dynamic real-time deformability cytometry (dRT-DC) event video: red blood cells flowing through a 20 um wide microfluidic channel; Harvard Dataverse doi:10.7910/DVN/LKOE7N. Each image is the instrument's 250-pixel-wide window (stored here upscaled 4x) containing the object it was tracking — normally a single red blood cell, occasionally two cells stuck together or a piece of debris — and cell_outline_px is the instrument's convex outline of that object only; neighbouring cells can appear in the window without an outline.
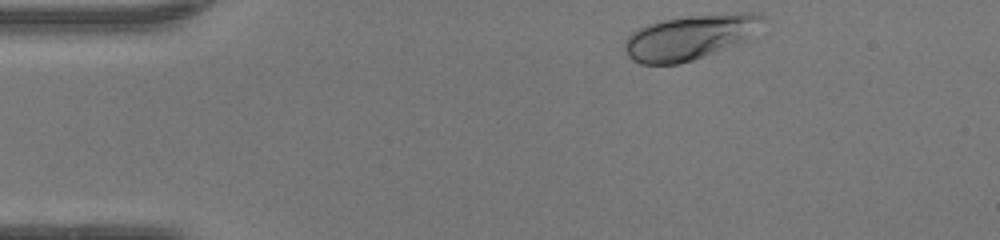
{"species": "human", "species_latin": "Homo sapiens", "temperature_condition": "warm", "stored_images_in_passage": 35, "camera_frame_rate_fps": 3000, "um_per_image_px": 0.085, "donor": {"sex": "female"}, "frame": {"image": 1, "passage_image": 1, "time_ms": 0.0, "image_size_px": [1000, 240], "cell_outline_px": [[764, 20], [736, 44], [704, 56], [680, 64], [640, 64], [632, 60], [624, 52], [624, 40], [632, 32], [648, 24], [664, 20], [688, 16], [736, 12], [760, 12], [764, 16]], "centroid_in_image_um": [58.55, 3.16], "position_along_channel_um": 26.4, "area_um2": 35.43}}
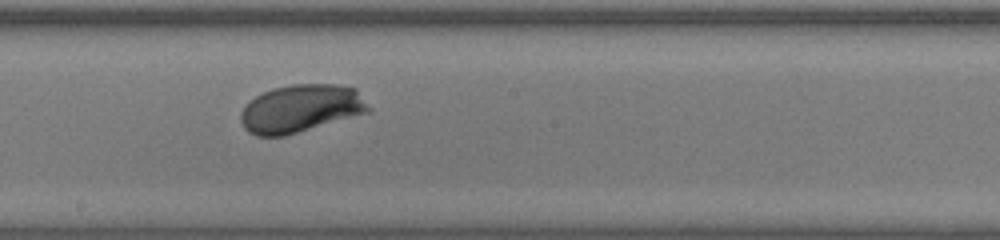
{"frame": {"image": 2, "passage_image": 20, "time_ms": 6.333, "image_size_px": [1000, 240], "cell_outline_px": [[372, 108], [368, 112], [284, 136], [256, 136], [248, 132], [244, 128], [240, 120], [240, 112], [256, 96], [272, 88], [292, 84], [336, 84], [356, 88]], "centroid_in_image_um": [25.58, 9.22], "position_along_channel_um": 222.6, "area_um2": 35.49}}
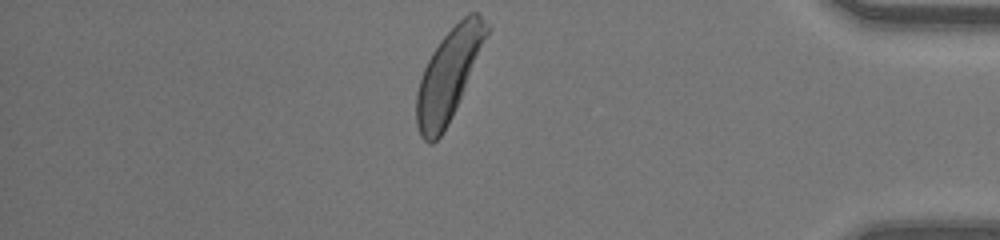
{"frame": {"image": 3, "passage_image": 35, "time_ms": 11.333, "image_size_px": [1000, 240], "cell_outline_px": [[492, 28], [448, 124], [444, 132], [432, 144], [428, 144], [420, 136], [416, 124], [416, 92], [424, 68], [432, 52], [440, 40], [468, 12], [480, 12]], "centroid_in_image_um": [38.15, 6.34], "position_along_channel_um": 397.1, "area_um2": 37.05}, "authors_computed_cell_mechanics": {"area_um2": 34.7378, "velocity_mm_per_s": 4.2181, "shape_relaxation_time_tau1_ms": 1.5622, "shape_relaxation_time_tau2_ms": null, "deformation_change_tau1": 0.1275, "deformation_change_tau2": null}}